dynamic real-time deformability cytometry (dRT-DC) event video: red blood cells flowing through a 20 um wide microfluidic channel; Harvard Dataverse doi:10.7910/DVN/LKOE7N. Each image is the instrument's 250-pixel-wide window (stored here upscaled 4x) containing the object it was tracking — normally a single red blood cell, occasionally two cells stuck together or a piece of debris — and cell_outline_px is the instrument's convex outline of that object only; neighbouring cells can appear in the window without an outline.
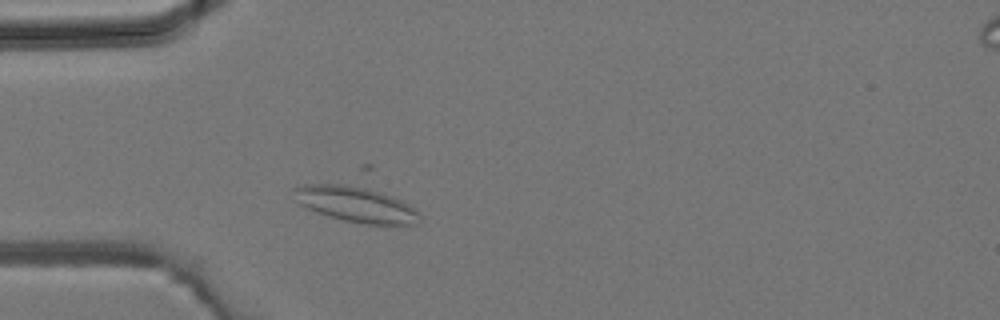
{"species": "common noctule bat (a hibernating species)", "species_latin": "Nyctalus noctula", "temperature_condition": "room temperature", "stored_images_in_passage": 29, "camera_frame_rate_fps": 3000, "um_per_image_px": 0.085, "animal": {"sex": "male", "body_mass_g": 19.2, "forearm_length_mm": 51.8}, "frame": {"image": 1, "passage_image": 5, "time_ms": 1.333, "image_size_px": [1000, 320], "cell_outline_px": [[420, 220], [416, 224], [368, 224], [344, 220], [316, 212], [292, 200], [292, 188], [304, 184], [340, 184], [364, 188], [380, 192], [392, 196], [408, 204], [420, 216]], "centroid_in_image_um": [30.15, 17.36], "position_along_channel_um": 54.8, "area_um2": 25.66}}
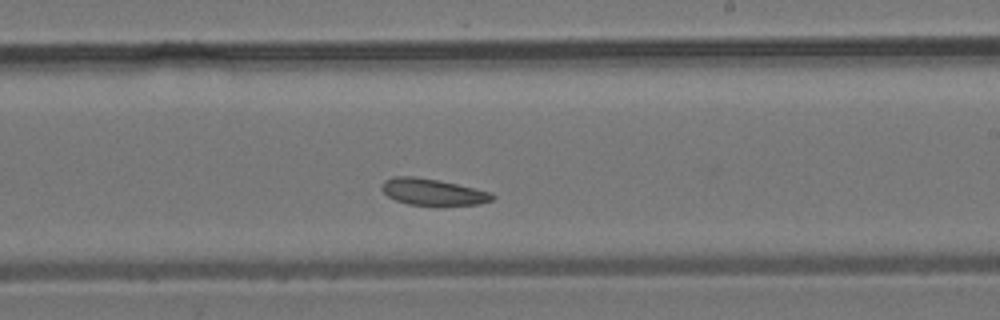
{"frame": {"image": 2, "passage_image": 18, "time_ms": 5.667, "image_size_px": [1000, 320], "cell_outline_px": [[496, 196], [492, 200], [476, 204], [440, 208], [436, 208], [408, 204], [396, 200], [388, 196], [380, 188], [384, 180], [396, 176], [412, 176], [436, 180], [456, 184], [492, 192]], "centroid_in_image_um": [36.8, 16.37], "position_along_channel_um": 252.2, "area_um2": 17.63}}
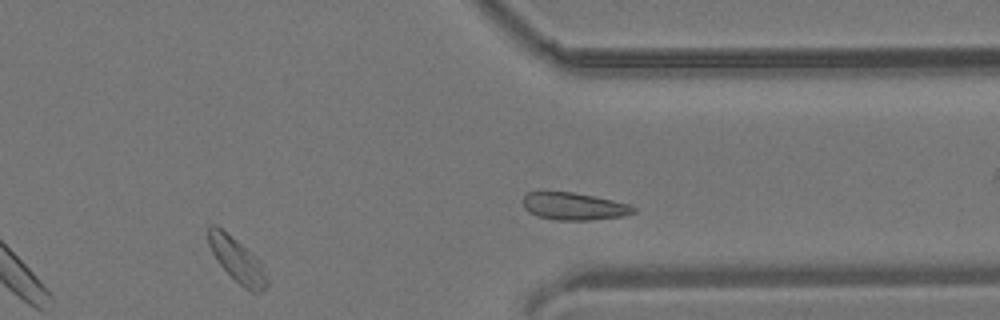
{"frame": {"image": 3, "passage_image": 25, "time_ms": 8.0, "image_size_px": [1000, 320], "cell_outline_px": [[268, 284], [260, 292], [252, 292], [244, 288], [216, 260], [208, 244], [208, 224], [216, 224], [256, 256], [260, 260], [268, 280]], "centroid_in_image_um": [20.14, 22.08], "position_along_channel_um": 391.3, "area_um2": 14.91}}